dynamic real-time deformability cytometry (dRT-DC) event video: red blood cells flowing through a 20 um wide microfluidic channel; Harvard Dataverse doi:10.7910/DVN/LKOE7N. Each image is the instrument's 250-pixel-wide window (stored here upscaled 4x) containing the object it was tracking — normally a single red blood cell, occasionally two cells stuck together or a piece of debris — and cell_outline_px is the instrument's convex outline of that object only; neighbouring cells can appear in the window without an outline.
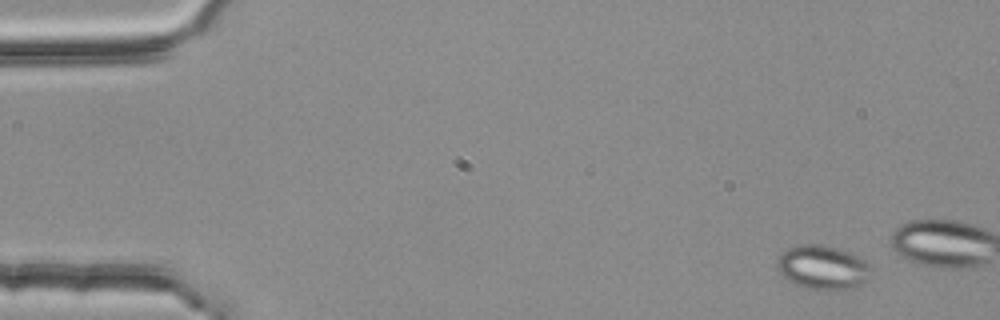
{"species": "common noctule bat (a hibernating species)", "species_latin": "Nyctalus noctula", "temperature_condition": "room temperature", "stored_images_in_passage": 5, "segment_of_instrument_passage": [2, 2], "camera_frame_rate_fps": 3000, "um_per_image_px": 0.085, "animal": {"sex": "female", "body_mass_g": 25.1}, "frame": {"image": 1, "passage_image": 5, "time_ms": 1.333, "image_size_px": [1000, 320], "cell_outline_px": [[872, 280], [852, 288], [832, 292], [808, 288], [796, 284], [788, 280], [776, 268], [776, 260], [788, 248], [800, 244], [820, 244], [840, 248], [864, 260], [872, 276]], "centroid_in_image_um": [69.95, 22.75], "position_along_channel_um": 15.1, "area_um2": 24.39}}